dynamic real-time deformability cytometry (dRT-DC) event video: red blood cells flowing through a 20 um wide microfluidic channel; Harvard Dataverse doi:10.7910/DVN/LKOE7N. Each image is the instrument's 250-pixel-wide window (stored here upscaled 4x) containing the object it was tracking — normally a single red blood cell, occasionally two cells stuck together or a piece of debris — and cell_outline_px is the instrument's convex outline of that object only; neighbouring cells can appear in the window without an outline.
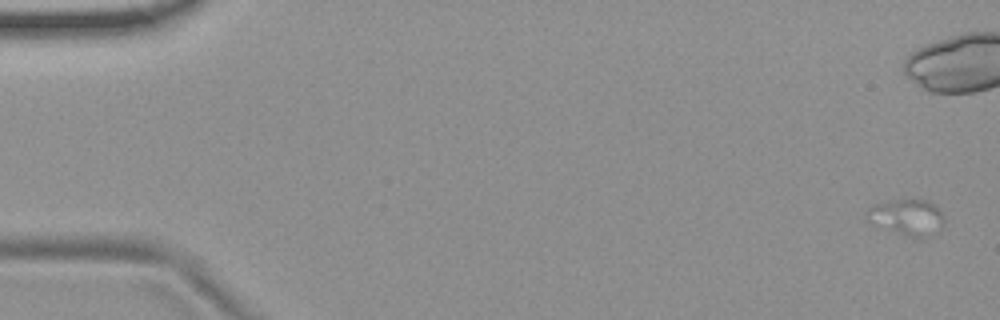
{"species": "common noctule bat (a hibernating species)", "species_latin": "Nyctalus noctula", "temperature_condition": "room temperature", "stored_images_in_passage": 15, "camera_frame_rate_fps": 3000, "um_per_image_px": 0.085, "animal": {"sex": "female", "body_mass_g": 19.9}, "frame": {"image": 1, "passage_image": 1, "time_ms": 0.0, "image_size_px": [1000, 320], "cell_outline_px": [[944, 224], [940, 228], [928, 236], [920, 240], [872, 224], [868, 220], [864, 212], [872, 204], [896, 200], [924, 200], [932, 204], [944, 216]], "centroid_in_image_um": [77.06, 18.48], "position_along_channel_um": 7.9, "area_um2": 16.13}}